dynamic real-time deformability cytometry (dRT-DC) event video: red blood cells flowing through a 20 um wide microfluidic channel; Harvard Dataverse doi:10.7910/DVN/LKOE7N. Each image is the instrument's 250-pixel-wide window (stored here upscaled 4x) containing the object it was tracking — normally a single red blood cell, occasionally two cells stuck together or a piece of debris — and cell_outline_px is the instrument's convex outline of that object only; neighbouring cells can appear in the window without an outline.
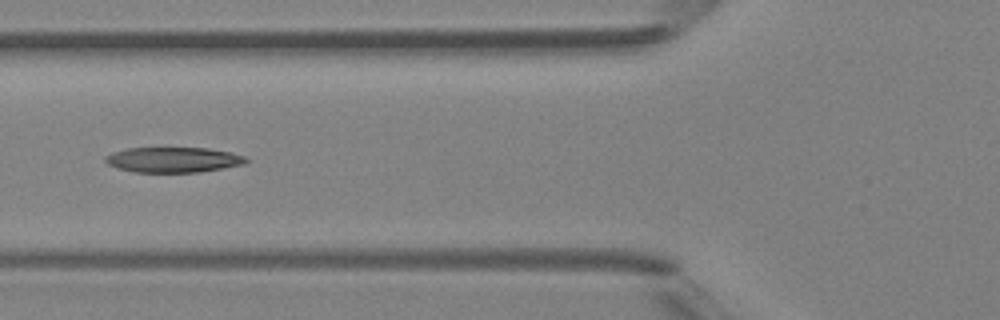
{"species": "Egyptian fruit bat (a non-hibernating species)", "species_latin": "Rousettus aegyptiacus", "temperature_condition": "room temperature", "stored_images_in_passage": 4, "camera_frame_rate_fps": 3000, "um_per_image_px": 0.085, "animal": {"sex": "female"}, "frame": {"image": 1, "passage_image": 4, "time_ms": 3.333, "image_size_px": [1000, 320], "cell_outline_px": [[248, 160], [244, 164], [200, 172], [132, 172], [116, 168], [108, 164], [104, 160], [104, 156], [112, 152], [128, 148], [208, 148], [232, 152], [244, 156]], "centroid_in_image_um": [14.69, 13.58], "position_along_channel_um": 111.1, "area_um2": 20.81}}